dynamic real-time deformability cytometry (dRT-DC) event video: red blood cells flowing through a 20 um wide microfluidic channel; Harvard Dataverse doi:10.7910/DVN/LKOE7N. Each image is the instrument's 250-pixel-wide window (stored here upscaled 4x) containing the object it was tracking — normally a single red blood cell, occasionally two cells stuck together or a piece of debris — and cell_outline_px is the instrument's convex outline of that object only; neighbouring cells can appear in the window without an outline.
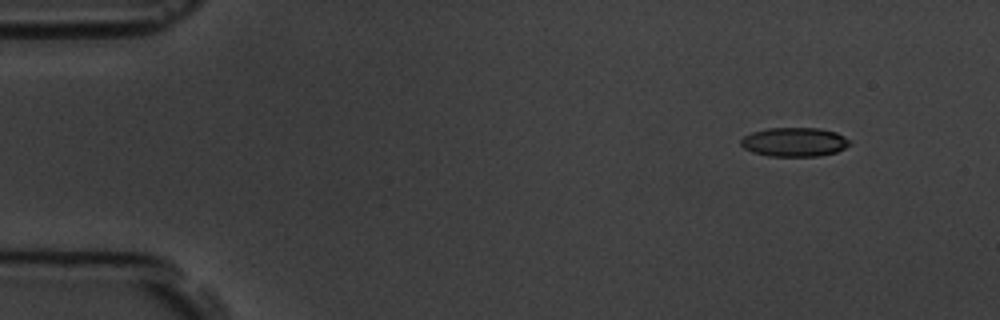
{"species": "common noctule bat (a hibernating species)", "species_latin": "Nyctalus noctula", "temperature_condition": "room temperature", "stored_images_in_passage": 9, "camera_frame_rate_fps": 3000, "um_per_image_px": 0.085, "animal": {"sex": "male", "body_mass_g": 19.5, "forearm_length_mm": 54.6}, "frame": {"image": 1, "passage_image": 1, "time_ms": 0.0, "image_size_px": [1000, 320], "cell_outline_px": [[852, 140], [844, 148], [836, 152], [820, 156], [768, 156], [752, 152], [744, 148], [740, 144], [740, 140], [744, 136], [752, 132], [768, 128], [820, 128], [836, 132]], "centroid_in_image_um": [67.52, 12.07], "position_along_channel_um": 17.5, "area_um2": 18.5}}
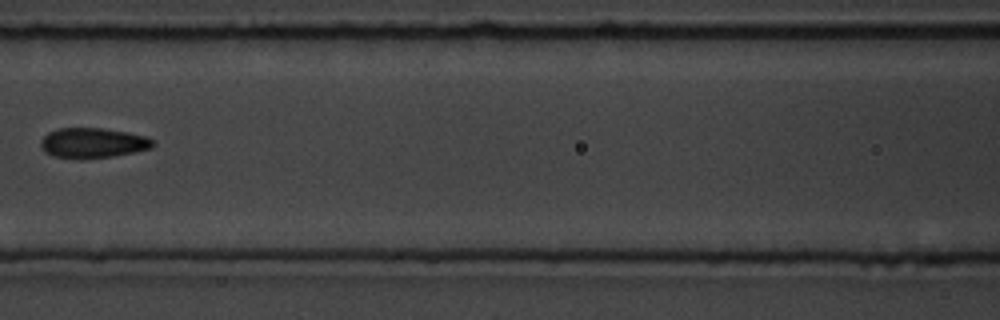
{"frame": {"image": 2, "passage_image": 6, "time_ms": 6.667, "image_size_px": [1000, 320], "cell_outline_px": [[156, 144], [152, 148], [136, 152], [116, 156], [80, 160], [56, 156], [48, 152], [40, 144], [40, 140], [48, 132], [60, 128], [104, 128], [128, 132], [148, 136]], "centroid_in_image_um": [7.96, 12.15], "position_along_channel_um": 158.6, "area_um2": 19.94}}
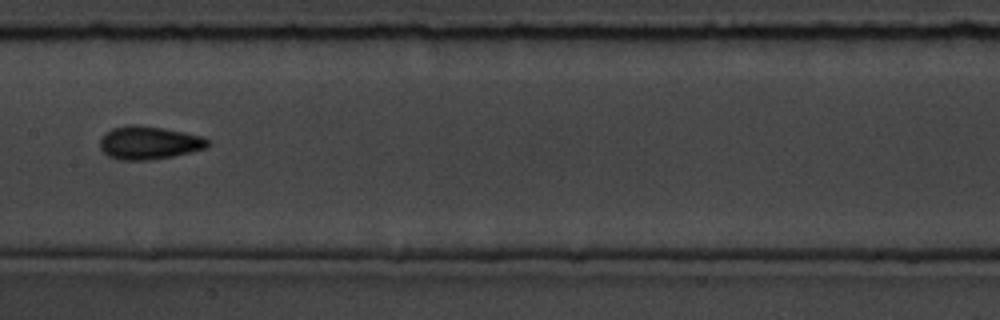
{"frame": {"image": 3, "passage_image": 7, "time_ms": 7.667, "image_size_px": [1000, 320], "cell_outline_px": [[208, 148], [172, 156], [148, 160], [120, 160], [108, 156], [100, 148], [100, 140], [104, 132], [112, 128], [128, 124], [136, 124], [164, 128], [204, 136], [208, 140]], "centroid_in_image_um": [12.65, 12.12], "position_along_channel_um": 194.8, "area_um2": 20.98}}